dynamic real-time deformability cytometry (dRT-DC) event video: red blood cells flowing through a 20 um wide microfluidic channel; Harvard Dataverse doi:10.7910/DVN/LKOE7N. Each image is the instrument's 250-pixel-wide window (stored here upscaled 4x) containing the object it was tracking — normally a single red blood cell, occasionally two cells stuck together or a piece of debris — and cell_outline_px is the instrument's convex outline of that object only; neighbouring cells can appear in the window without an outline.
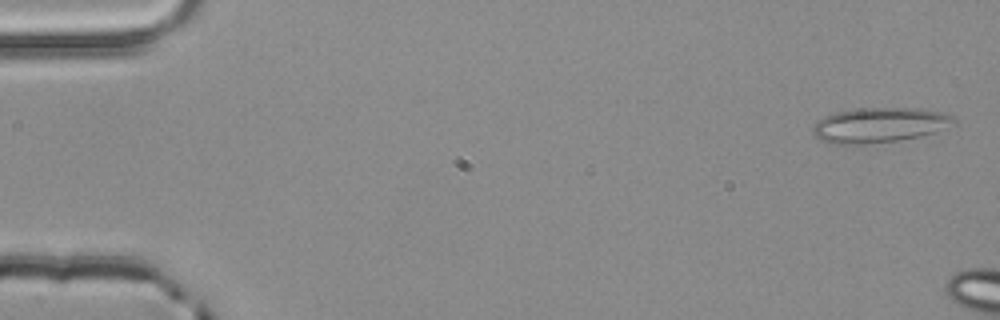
{"species": "common noctule bat (a hibernating species)", "species_latin": "Nyctalus noctula", "temperature_condition": "room temperature", "stored_images_in_passage": 4, "camera_frame_rate_fps": 3000, "um_per_image_px": 0.085, "animal": {"sex": "male", "body_mass_g": 20.4}, "frame": {"image": 1, "passage_image": 1, "time_ms": 0.0, "image_size_px": [1000, 320], "cell_outline_px": [[956, 120], [932, 132], [920, 136], [900, 140], [864, 144], [832, 144], [820, 140], [812, 132], [812, 128], [816, 120], [824, 116], [836, 112], [868, 108], [916, 108], [944, 112], [952, 116]], "centroid_in_image_um": [74.66, 10.63], "position_along_channel_um": 10.3, "area_um2": 28.38}}